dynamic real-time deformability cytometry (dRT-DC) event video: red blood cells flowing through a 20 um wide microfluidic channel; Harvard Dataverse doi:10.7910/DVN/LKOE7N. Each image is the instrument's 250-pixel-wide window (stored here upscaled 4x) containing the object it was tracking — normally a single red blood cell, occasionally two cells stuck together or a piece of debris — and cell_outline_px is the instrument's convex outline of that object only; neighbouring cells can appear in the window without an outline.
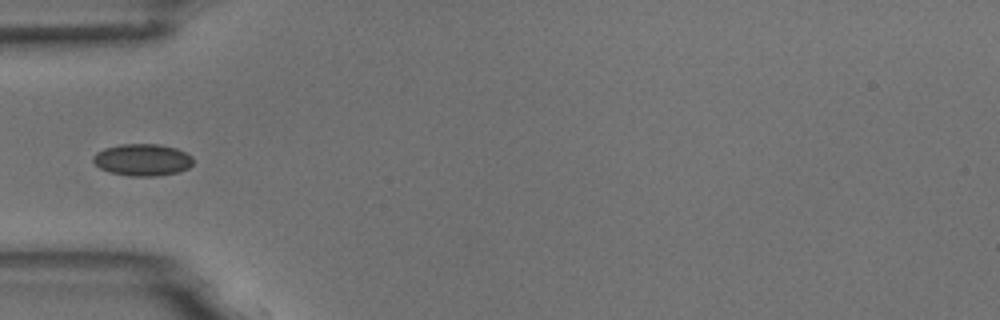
{"species": "common noctule bat (a hibernating species)", "species_latin": "Nyctalus noctula", "temperature_condition": "room temperature", "stored_images_in_passage": 4, "camera_frame_rate_fps": 3000, "um_per_image_px": 0.085, "animal": {"sex": "male", "body_mass_g": 18.8}, "frame": {"image": 1, "passage_image": 4, "time_ms": 3.333, "image_size_px": [1000, 320], "cell_outline_px": [[192, 164], [188, 168], [180, 172], [156, 176], [128, 176], [108, 172], [100, 168], [92, 160], [92, 156], [96, 152], [104, 148], [120, 144], [160, 144], [176, 148], [192, 156]], "centroid_in_image_um": [12.09, 13.59], "position_along_channel_um": 72.9, "area_um2": 18.79}}